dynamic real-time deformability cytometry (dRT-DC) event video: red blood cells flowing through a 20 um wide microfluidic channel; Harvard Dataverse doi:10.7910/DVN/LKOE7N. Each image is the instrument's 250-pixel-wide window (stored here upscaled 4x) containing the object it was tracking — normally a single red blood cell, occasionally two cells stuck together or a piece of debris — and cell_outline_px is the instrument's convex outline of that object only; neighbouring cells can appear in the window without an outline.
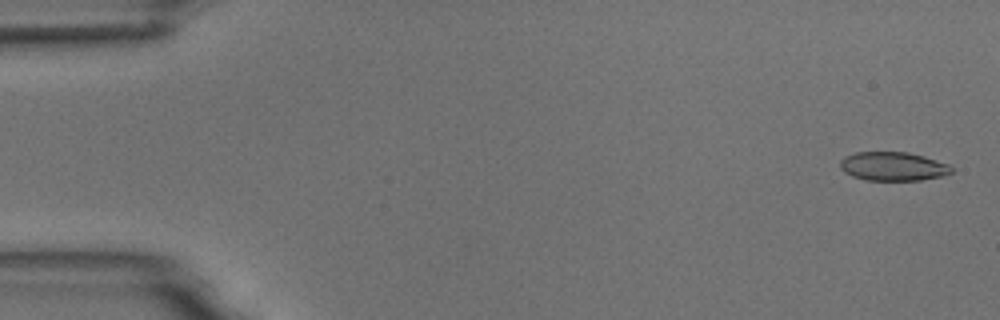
{"species": "common noctule bat (a hibernating species)", "species_latin": "Nyctalus noctula", "temperature_condition": "room temperature", "stored_images_in_passage": 5, "segment_of_instrument_passage": [2, 2], "camera_frame_rate_fps": 3000, "um_per_image_px": 0.085, "animal": {"sex": "male", "body_mass_g": 18.8}, "frame": {"image": 1, "passage_image": 5, "time_ms": 4.667, "image_size_px": [1000, 320], "cell_outline_px": [[952, 172], [944, 176], [920, 180], [864, 180], [852, 176], [844, 172], [840, 168], [840, 160], [844, 156], [856, 152], [908, 152], [924, 156], [948, 164], [952, 168]], "centroid_in_image_um": [75.89, 14.14], "position_along_channel_um": 9.1, "area_um2": 18.79}}